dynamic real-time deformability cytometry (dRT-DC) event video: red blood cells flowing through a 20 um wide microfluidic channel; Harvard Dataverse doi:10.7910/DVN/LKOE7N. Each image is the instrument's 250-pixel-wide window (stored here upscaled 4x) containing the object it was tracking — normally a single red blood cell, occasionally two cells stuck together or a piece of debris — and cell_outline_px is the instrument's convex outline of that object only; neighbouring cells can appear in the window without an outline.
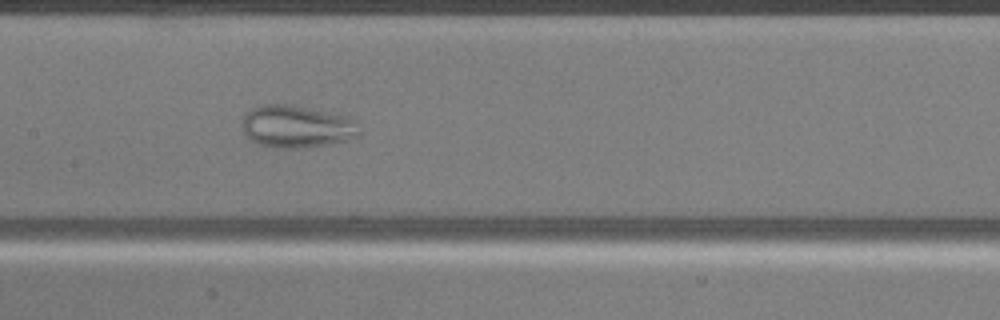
{"species": "common noctule bat (a hibernating species)", "species_latin": "Nyctalus noctula", "temperature_condition": "warm", "stored_images_in_passage": 47, "camera_frame_rate_fps": 3000, "um_per_image_px": 0.085, "animal": {"sex": "male", "body_mass_g": 20.5, "forearm_length_mm": 52.5}, "frame": {"image": 1, "passage_image": 22, "time_ms": 7.0, "image_size_px": [1000, 320], "cell_outline_px": [[360, 136], [348, 140], [328, 144], [296, 148], [284, 148], [256, 144], [244, 132], [244, 116], [248, 108], [260, 104], [288, 104], [348, 116], [356, 120], [360, 132]], "centroid_in_image_um": [25.24, 10.74], "position_along_channel_um": 182.2, "area_um2": 28.96}}
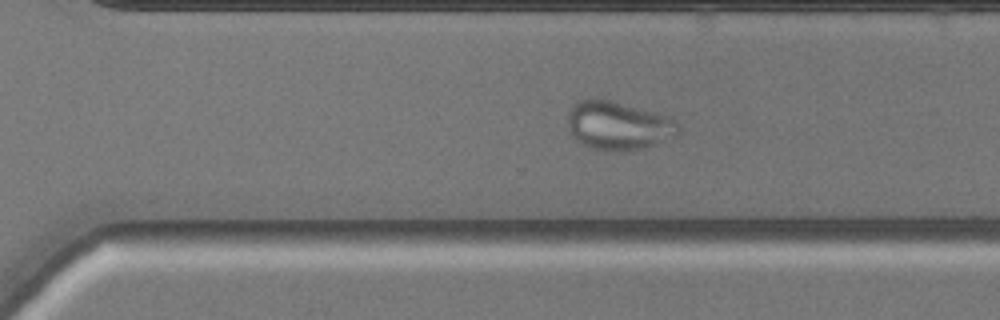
{"frame": {"image": 2, "passage_image": 32, "time_ms": 10.333, "image_size_px": [1000, 320], "cell_outline_px": [[680, 132], [676, 136], [644, 148], [632, 152], [608, 152], [588, 148], [580, 144], [576, 140], [568, 124], [568, 112], [572, 104], [576, 100], [608, 100], [672, 116], [680, 124]], "centroid_in_image_um": [52.59, 10.72], "position_along_channel_um": 318.0, "area_um2": 31.85}}
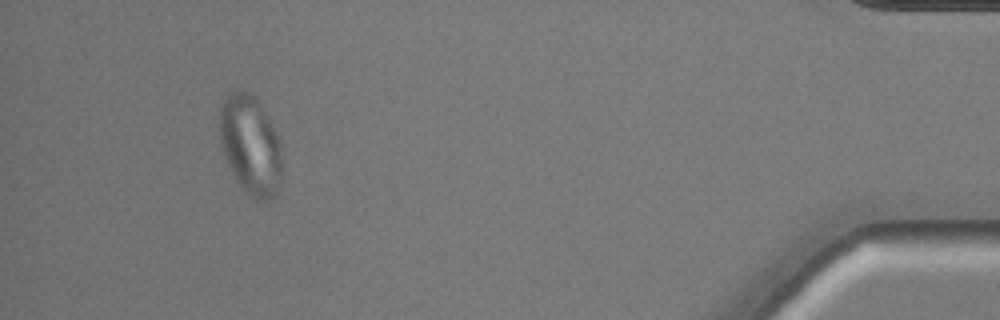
{"frame": {"image": 3, "passage_image": 44, "time_ms": 14.333, "image_size_px": [1000, 320], "cell_outline_px": [[280, 184], [276, 192], [268, 200], [256, 200], [248, 196], [244, 192], [236, 180], [224, 156], [220, 144], [220, 108], [224, 100], [236, 88], [244, 88], [260, 104], [276, 132], [280, 140]], "centroid_in_image_um": [21.27, 12.34], "position_along_channel_um": 413.9, "area_um2": 35.89}}